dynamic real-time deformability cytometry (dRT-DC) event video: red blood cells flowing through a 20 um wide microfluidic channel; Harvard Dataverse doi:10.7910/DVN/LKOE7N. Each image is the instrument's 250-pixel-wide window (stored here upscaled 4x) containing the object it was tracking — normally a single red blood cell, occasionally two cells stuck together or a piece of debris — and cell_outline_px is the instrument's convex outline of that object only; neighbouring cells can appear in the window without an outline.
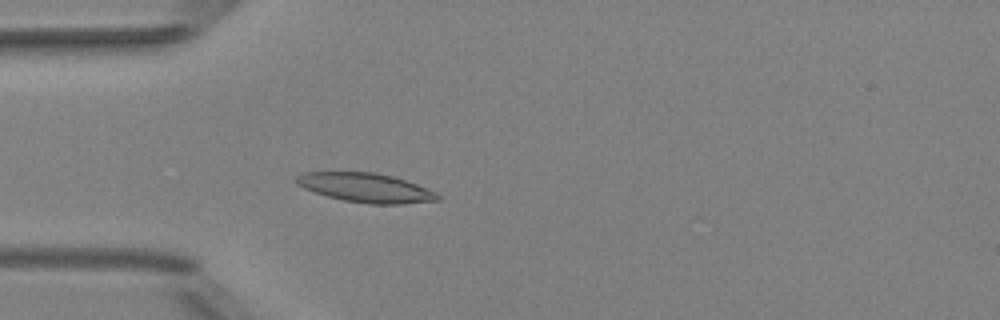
{"species": "Egyptian fruit bat (a non-hibernating species)", "species_latin": "Rousettus aegyptiacus", "temperature_condition": "room temperature", "stored_images_in_passage": 2, "camera_frame_rate_fps": 3000, "um_per_image_px": 0.085, "animal": {"sex": "female"}, "frame": {"image": 1, "passage_image": 2, "time_ms": 0.333, "image_size_px": [1000, 320], "cell_outline_px": [[440, 200], [404, 204], [368, 204], [344, 200], [328, 196], [304, 188], [296, 184], [292, 180], [296, 176], [304, 172], [376, 172], [396, 176], [436, 192], [440, 196]], "centroid_in_image_um": [31.09, 15.95], "position_along_channel_um": 53.9, "area_um2": 24.22}}